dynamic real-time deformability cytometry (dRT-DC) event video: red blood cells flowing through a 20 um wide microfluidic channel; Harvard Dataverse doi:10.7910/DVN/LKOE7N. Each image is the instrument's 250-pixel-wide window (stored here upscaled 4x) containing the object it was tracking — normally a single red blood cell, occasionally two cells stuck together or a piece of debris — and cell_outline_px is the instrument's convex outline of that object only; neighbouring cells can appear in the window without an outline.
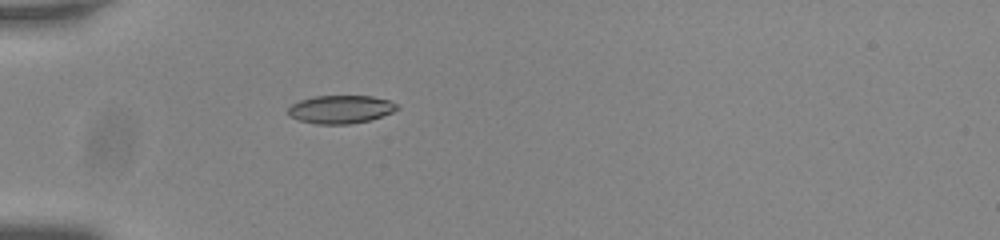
{"species": "common noctule bat (a hibernating species)", "species_latin": "Nyctalus noctula", "temperature_condition": "room temperature", "stored_images_in_passage": 39, "camera_frame_rate_fps": 3000, "um_per_image_px": 0.085, "animal": {"sex": "male", "body_mass_g": 20.0, "forearm_length_mm": 53.3}, "frame": {"image": 1, "passage_image": 1, "time_ms": 0.0, "image_size_px": [1000, 240], "cell_outline_px": [[400, 108], [392, 112], [368, 120], [348, 124], [316, 124], [300, 120], [288, 116], [288, 108], [292, 104], [300, 100], [316, 96], [372, 96], [388, 100], [396, 104]], "centroid_in_image_um": [28.93, 9.29], "position_along_channel_um": 56.1, "area_um2": 17.69}}
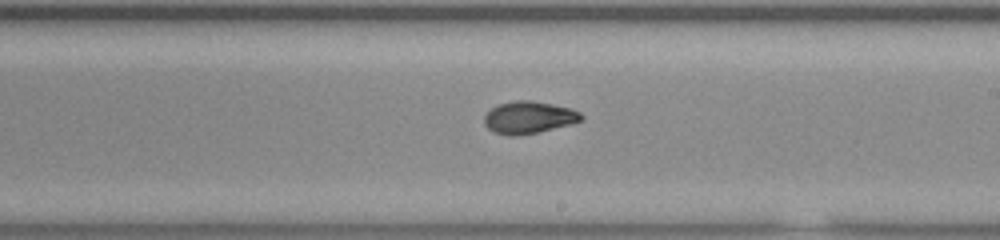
{"frame": {"image": 2, "passage_image": 17, "time_ms": 5.333, "image_size_px": [1000, 240], "cell_outline_px": [[584, 116], [580, 120], [572, 124], [536, 132], [516, 136], [508, 136], [492, 132], [484, 124], [484, 116], [492, 108], [500, 104], [516, 100], [532, 100], [572, 108], [580, 112]], "centroid_in_image_um": [44.94, 9.98], "position_along_channel_um": 244.1, "area_um2": 18.21}}
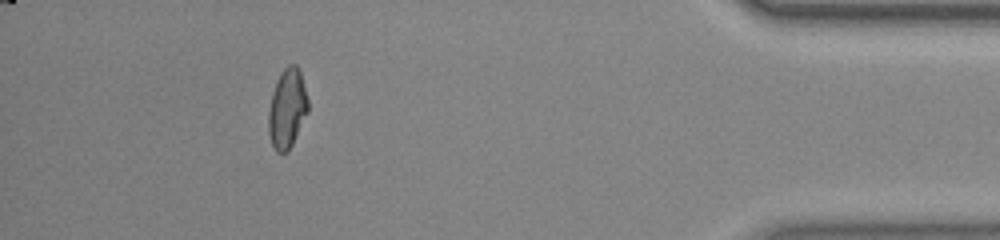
{"frame": {"image": 3, "passage_image": 34, "time_ms": 11.0, "image_size_px": [1000, 240], "cell_outline_px": [[308, 112], [288, 152], [276, 152], [272, 144], [268, 132], [268, 112], [272, 92], [276, 80], [280, 72], [288, 64], [296, 64], [300, 72], [308, 100]], "centroid_in_image_um": [24.39, 9.21], "position_along_channel_um": 410.8, "area_um2": 18.32}, "authors_computed_cell_mechanics": {"area_um2": 17.8602, "velocity_mm_per_s": 3.7636, "shape_relaxation_time_tau1_ms": 9.8222, "shape_relaxation_time_tau2_ms": 1.4925, "deformation_change_tau1": 0.2954, "deformation_change_tau2": 0.0568}}